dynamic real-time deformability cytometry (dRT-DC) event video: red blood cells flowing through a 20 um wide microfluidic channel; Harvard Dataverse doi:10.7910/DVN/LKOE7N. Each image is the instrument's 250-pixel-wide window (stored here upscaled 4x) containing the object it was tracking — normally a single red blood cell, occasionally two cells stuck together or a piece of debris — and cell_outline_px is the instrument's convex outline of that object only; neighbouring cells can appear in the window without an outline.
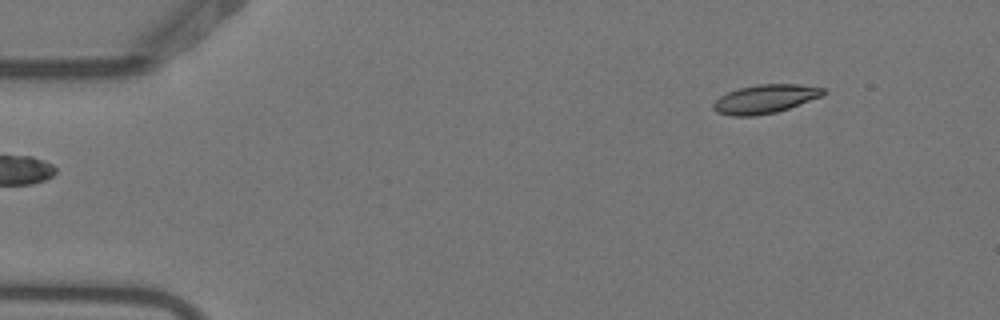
{"species": "Egyptian fruit bat (a non-hibernating species)", "species_latin": "Rousettus aegyptiacus", "temperature_condition": "warm", "stored_images_in_passage": 3, "camera_frame_rate_fps": 3000, "um_per_image_px": 0.085, "animal": {"sex": "female"}, "frame": {"image": 1, "passage_image": 1, "time_ms": 0.0, "image_size_px": [1000, 320], "cell_outline_px": [[828, 92], [824, 96], [776, 112], [756, 116], [732, 116], [716, 112], [712, 108], [712, 104], [720, 96], [728, 92], [740, 88], [756, 84], [796, 84], [824, 88]], "centroid_in_image_um": [65.05, 8.41], "position_along_channel_um": 20.0, "area_um2": 18.5}}
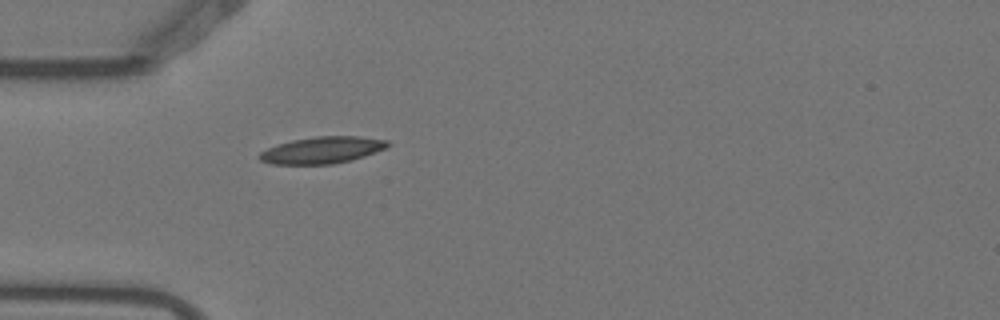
{"frame": {"image": 2, "passage_image": 3, "time_ms": 0.667, "image_size_px": [1000, 320], "cell_outline_px": [[392, 144], [384, 148], [364, 156], [352, 160], [332, 164], [272, 164], [260, 160], [256, 156], [260, 152], [268, 148], [292, 140], [316, 136], [360, 136], [388, 140]], "centroid_in_image_um": [27.39, 12.75], "position_along_channel_um": 57.6, "area_um2": 19.94}}